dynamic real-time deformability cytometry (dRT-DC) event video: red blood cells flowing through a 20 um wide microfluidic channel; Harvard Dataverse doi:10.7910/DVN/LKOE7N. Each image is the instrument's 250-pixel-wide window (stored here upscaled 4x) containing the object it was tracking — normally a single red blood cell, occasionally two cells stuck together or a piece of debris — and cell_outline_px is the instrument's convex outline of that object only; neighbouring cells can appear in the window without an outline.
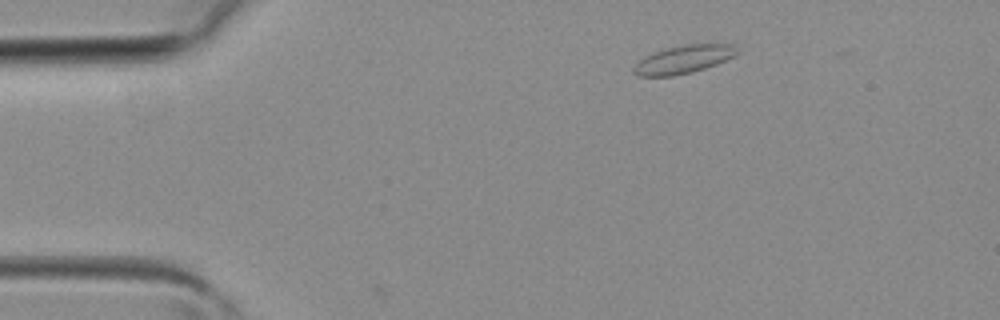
{"species": "common noctule bat (a hibernating species)", "species_latin": "Nyctalus noctula", "temperature_condition": "room temperature", "stored_images_in_passage": 3, "camera_frame_rate_fps": 3000, "um_per_image_px": 0.085, "animal": {"sex": "female", "body_mass_g": 19.3, "forearm_length_mm": 54.1}, "frame": {"image": 1, "passage_image": 1, "time_ms": 0.0, "image_size_px": [1000, 320], "cell_outline_px": [[740, 52], [716, 64], [692, 72], [672, 76], [640, 76], [632, 72], [632, 68], [644, 56], [664, 48], [684, 44], [732, 44]], "centroid_in_image_um": [58.06, 5.04], "position_along_channel_um": 26.9, "area_um2": 16.82}}